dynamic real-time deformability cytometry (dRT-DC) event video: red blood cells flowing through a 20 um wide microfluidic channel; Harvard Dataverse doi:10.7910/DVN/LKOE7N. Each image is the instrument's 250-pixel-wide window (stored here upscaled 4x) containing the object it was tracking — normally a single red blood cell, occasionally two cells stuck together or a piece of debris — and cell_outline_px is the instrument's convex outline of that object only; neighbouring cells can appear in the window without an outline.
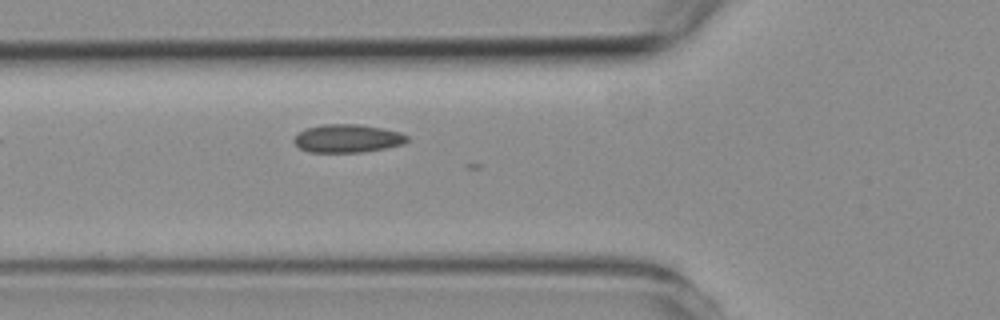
{"species": "common noctule bat (a hibernating species)", "species_latin": "Nyctalus noctula", "temperature_condition": "room temperature", "stored_images_in_passage": 3, "camera_frame_rate_fps": 3000, "um_per_image_px": 0.085, "animal": {"sex": "female", "body_mass_g": 19.3, "forearm_length_mm": 54.1}, "frame": {"image": 1, "passage_image": 3, "time_ms": 3.333, "image_size_px": [1000, 320], "cell_outline_px": [[408, 140], [404, 144], [384, 148], [360, 152], [308, 152], [300, 148], [292, 140], [300, 132], [308, 128], [324, 124], [360, 124], [400, 132], [408, 136]], "centroid_in_image_um": [29.54, 11.77], "position_along_channel_um": 96.3, "area_um2": 18.38}}